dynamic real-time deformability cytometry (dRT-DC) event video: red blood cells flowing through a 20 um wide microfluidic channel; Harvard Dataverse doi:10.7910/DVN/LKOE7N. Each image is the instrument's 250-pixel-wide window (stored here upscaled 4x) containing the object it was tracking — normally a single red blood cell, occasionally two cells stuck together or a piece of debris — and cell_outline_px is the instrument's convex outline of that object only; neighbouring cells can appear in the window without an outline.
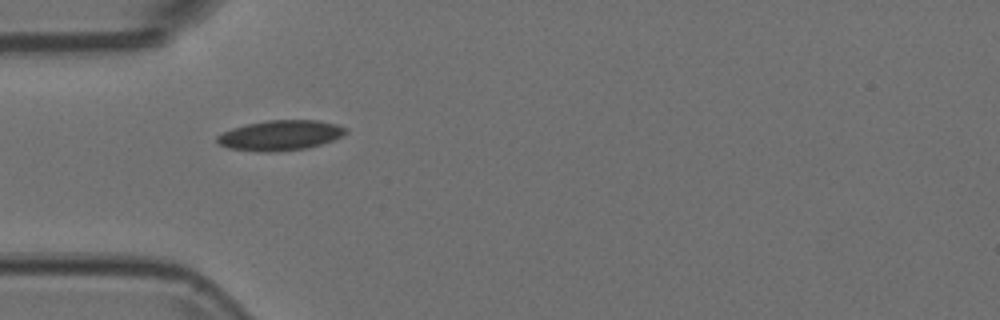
{"species": "Egyptian fruit bat (a non-hibernating species)", "species_latin": "Rousettus aegyptiacus", "temperature_condition": "room temperature", "stored_images_in_passage": 39, "camera_frame_rate_fps": 3000, "um_per_image_px": 0.085, "animal": {"sex": "female"}, "frame": {"image": 1, "passage_image": 1, "time_ms": 0.0, "image_size_px": [1000, 320], "cell_outline_px": [[348, 132], [332, 140], [320, 144], [304, 148], [268, 152], [260, 152], [228, 148], [220, 144], [216, 140], [216, 136], [232, 128], [248, 124], [268, 120], [316, 120], [336, 124], [348, 128]], "centroid_in_image_um": [23.81, 11.49], "position_along_channel_um": 61.2, "area_um2": 22.31}}
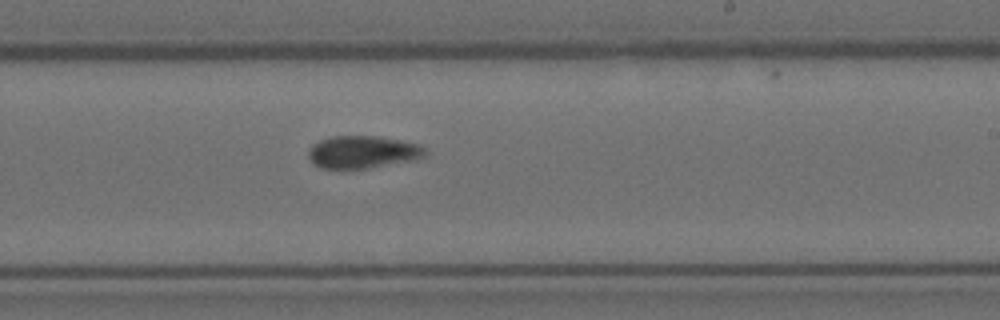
{"frame": {"image": 2, "passage_image": 17, "time_ms": 5.333, "image_size_px": [1000, 320], "cell_outline_px": [[428, 156], [416, 160], [368, 168], [320, 168], [312, 164], [308, 156], [308, 152], [312, 144], [320, 140], [332, 136], [376, 136], [400, 140], [420, 144], [428, 148]], "centroid_in_image_um": [30.89, 12.92], "position_along_channel_um": 258.1, "area_um2": 22.48}}
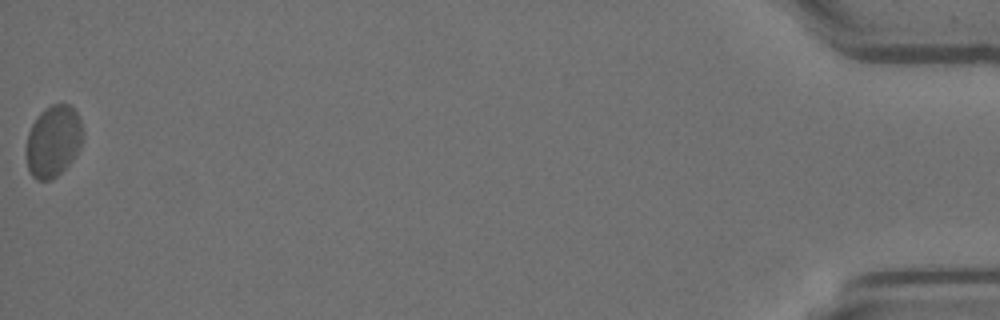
{"frame": {"image": 3, "passage_image": 39, "time_ms": 12.667, "image_size_px": [1000, 320], "cell_outline_px": [[84, 132], [80, 148], [72, 160], [56, 176], [48, 180], [36, 180], [28, 172], [28, 132], [36, 116], [44, 108], [52, 104], [68, 104], [76, 112], [80, 120]], "centroid_in_image_um": [4.54, 11.98], "position_along_channel_um": 430.7, "area_um2": 23.41}}